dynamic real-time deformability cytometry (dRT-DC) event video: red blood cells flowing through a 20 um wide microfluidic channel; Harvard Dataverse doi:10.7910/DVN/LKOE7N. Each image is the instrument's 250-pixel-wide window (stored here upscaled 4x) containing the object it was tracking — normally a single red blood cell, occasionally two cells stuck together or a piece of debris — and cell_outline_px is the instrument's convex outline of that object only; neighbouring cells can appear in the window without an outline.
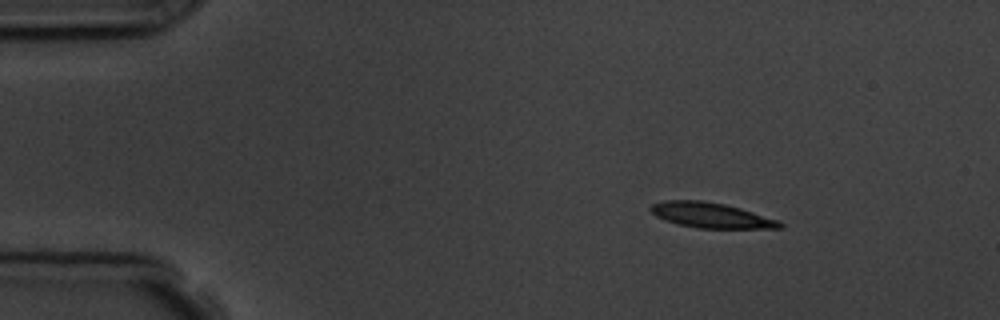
{"species": "common noctule bat (a hibernating species)", "species_latin": "Nyctalus noctula", "temperature_condition": "room temperature", "stored_images_in_passage": 4, "camera_frame_rate_fps": 3000, "um_per_image_px": 0.085, "animal": {"sex": "male", "body_mass_g": 19.5, "forearm_length_mm": 54.6}, "frame": {"image": 1, "passage_image": 1, "time_ms": 0.0, "image_size_px": [1000, 320], "cell_outline_px": [[784, 228], [696, 228], [676, 224], [664, 220], [656, 216], [648, 208], [652, 204], [664, 200], [700, 200], [724, 204], [740, 208], [780, 220], [784, 224]], "centroid_in_image_um": [60.44, 18.3], "position_along_channel_um": 24.6, "area_um2": 19.13}}
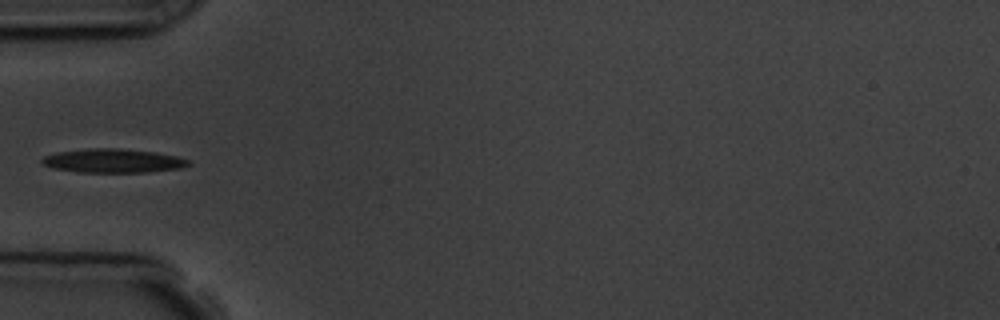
{"frame": {"image": 2, "passage_image": 4, "time_ms": 3.333, "image_size_px": [1000, 320], "cell_outline_px": [[192, 164], [180, 168], [148, 172], [76, 172], [52, 168], [40, 164], [40, 160], [44, 156], [56, 152], [92, 148], [116, 148], [156, 152], [176, 156], [188, 160]], "centroid_in_image_um": [9.56, 13.67], "position_along_channel_um": 75.4, "area_um2": 20.46}}